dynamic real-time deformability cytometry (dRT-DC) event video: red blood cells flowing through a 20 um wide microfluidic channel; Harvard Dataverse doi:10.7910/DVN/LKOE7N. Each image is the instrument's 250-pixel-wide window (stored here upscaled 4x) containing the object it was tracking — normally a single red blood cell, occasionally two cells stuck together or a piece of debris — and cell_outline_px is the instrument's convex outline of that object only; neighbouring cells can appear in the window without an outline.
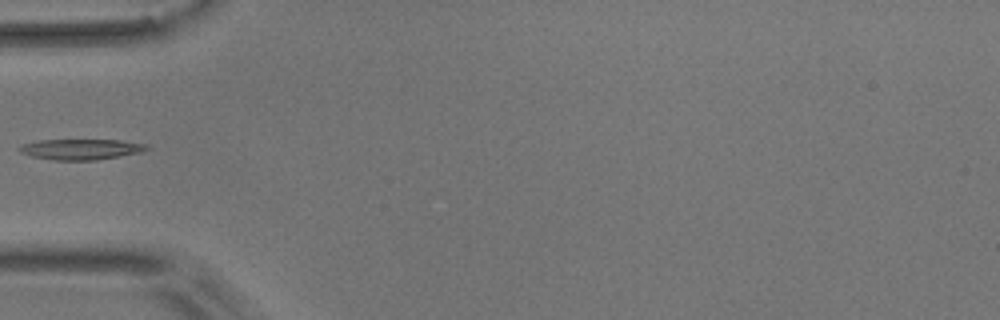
{"species": "common noctule bat (a hibernating species)", "species_latin": "Nyctalus noctula", "temperature_condition": "room temperature", "stored_images_in_passage": 2, "camera_frame_rate_fps": 3000, "um_per_image_px": 0.085, "animal": {"sex": "male", "body_mass_g": 17.9}, "frame": {"image": 1, "passage_image": 1, "time_ms": 0.0, "image_size_px": [1000, 320], "cell_outline_px": [[148, 148], [140, 152], [96, 160], [52, 160], [32, 156], [20, 152], [16, 148], [20, 144], [36, 140], [120, 140], [148, 144]], "centroid_in_image_um": [6.81, 12.68], "position_along_channel_um": 78.2, "area_um2": 15.32}}
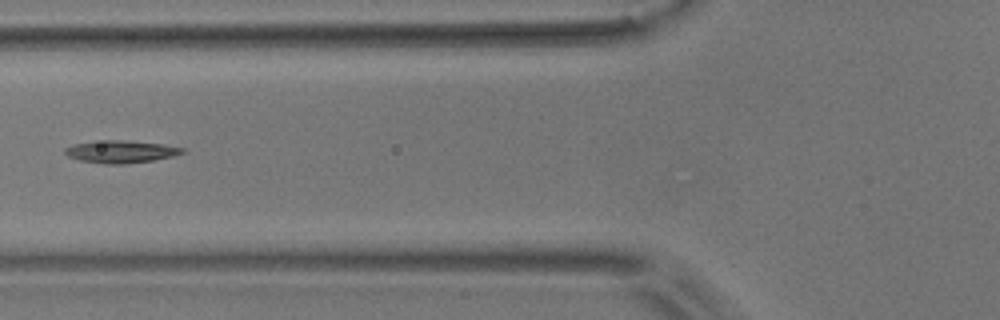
{"frame": {"image": 2, "passage_image": 2, "time_ms": 1.0, "image_size_px": [1000, 320], "cell_outline_px": [[188, 152], [172, 156], [152, 160], [124, 164], [104, 164], [80, 160], [68, 156], [64, 152], [64, 148], [72, 144], [108, 140], [120, 140], [164, 144], [184, 148]], "centroid_in_image_um": [10.28, 12.89], "position_along_channel_um": 115.5, "area_um2": 15.26}}